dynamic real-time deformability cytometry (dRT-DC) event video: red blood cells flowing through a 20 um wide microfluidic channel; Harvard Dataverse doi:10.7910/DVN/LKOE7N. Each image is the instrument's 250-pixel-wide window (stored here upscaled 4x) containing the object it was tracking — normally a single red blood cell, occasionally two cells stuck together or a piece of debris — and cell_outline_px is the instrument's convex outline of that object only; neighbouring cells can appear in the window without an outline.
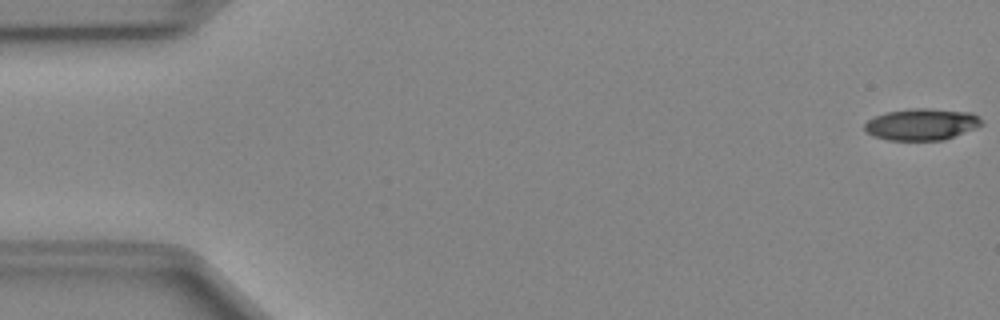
{"species": "Egyptian fruit bat (a non-hibernating species)", "species_latin": "Rousettus aegyptiacus", "temperature_condition": "cold", "stored_images_in_passage": 50, "camera_frame_rate_fps": 3000, "um_per_image_px": 0.085, "animal": {"sex": "female"}, "frame": {"image": 1, "passage_image": 1, "time_ms": 0.0, "image_size_px": [1000, 320], "cell_outline_px": [[984, 124], [976, 128], [944, 140], [888, 140], [872, 136], [864, 132], [864, 124], [868, 120], [876, 116], [888, 112], [912, 108], [928, 108], [972, 112], [984, 120]], "centroid_in_image_um": [78.36, 10.57], "position_along_channel_um": 6.6, "area_um2": 21.79}}
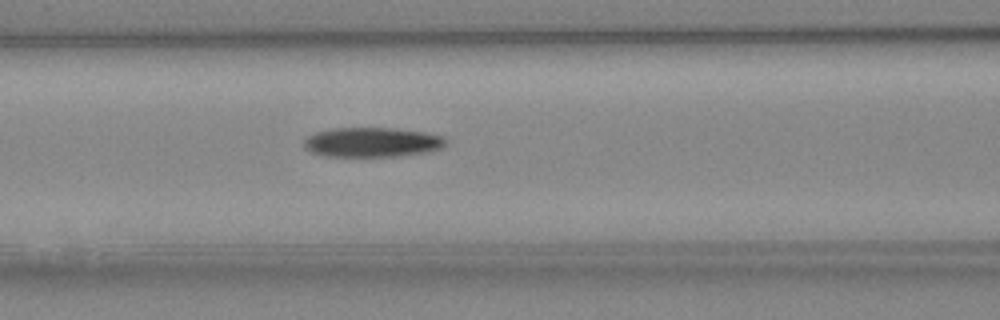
{"frame": {"image": 2, "passage_image": 21, "time_ms": 6.667, "image_size_px": [1000, 320], "cell_outline_px": [[448, 140], [440, 148], [424, 152], [396, 156], [328, 156], [312, 152], [304, 148], [304, 140], [308, 136], [316, 132], [332, 128], [392, 128], [424, 132], [444, 136]], "centroid_in_image_um": [31.61, 12.08], "position_along_channel_um": 135.0, "area_um2": 24.28}}
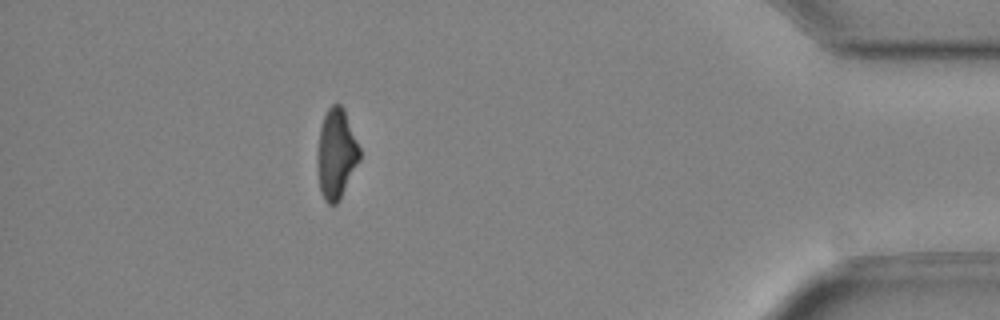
{"frame": {"image": 3, "passage_image": 45, "time_ms": 14.667, "image_size_px": [1000, 320], "cell_outline_px": [[360, 160], [340, 200], [336, 204], [328, 204], [324, 200], [320, 192], [316, 160], [320, 128], [324, 116], [328, 108], [332, 104], [340, 104], [344, 108], [360, 148]], "centroid_in_image_um": [28.58, 13.1], "position_along_channel_um": 406.6, "area_um2": 22.37}, "authors_computed_cell_mechanics": {"area_um2": 23.4668, "velocity_mm_per_s": 4.0435, "shape_relaxation_time_tau1_ms": 6.5508, "shape_relaxation_time_tau2_ms": null, "deformation_change_tau1": 0.1847, "deformation_change_tau2": null}}